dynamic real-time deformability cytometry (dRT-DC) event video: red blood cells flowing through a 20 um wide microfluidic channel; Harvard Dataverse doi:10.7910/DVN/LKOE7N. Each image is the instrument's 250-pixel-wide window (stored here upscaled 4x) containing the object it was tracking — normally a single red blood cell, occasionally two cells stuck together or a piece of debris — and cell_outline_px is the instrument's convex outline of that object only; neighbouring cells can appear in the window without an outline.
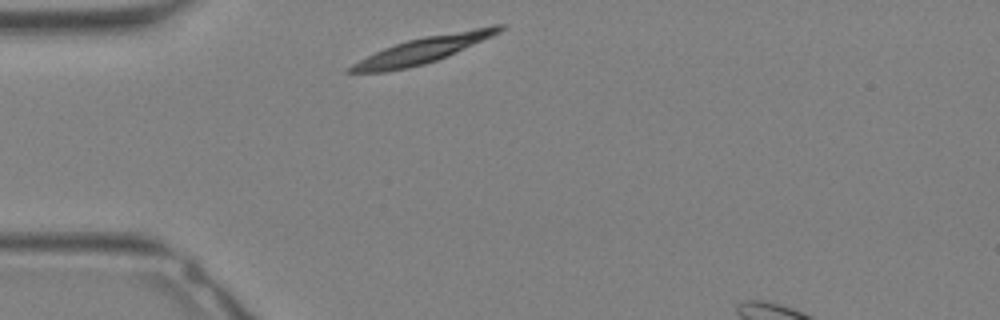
{"species": "Egyptian fruit bat (a non-hibernating species)", "species_latin": "Rousettus aegyptiacus", "temperature_condition": "warm", "stored_images_in_passage": 24, "camera_frame_rate_fps": 3000, "um_per_image_px": 0.085, "animal": {"sex": "female"}, "frame": {"image": 1, "passage_image": 1, "time_ms": 0.0, "image_size_px": [1000, 320], "cell_outline_px": [[504, 28], [500, 32], [492, 36], [436, 60], [424, 64], [384, 72], [344, 72], [344, 68], [384, 48], [408, 40], [424, 36], [492, 24], [504, 24]], "centroid_in_image_um": [35.96, 4.22], "position_along_channel_um": 49.0, "area_um2": 22.48}}
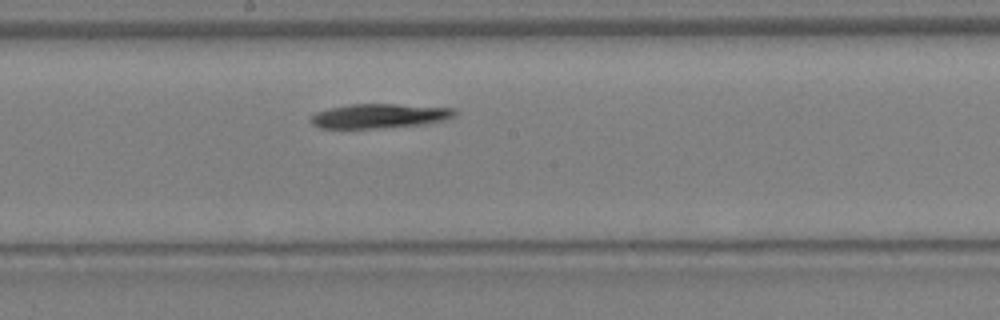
{"frame": {"image": 2, "passage_image": 11, "time_ms": 3.333, "image_size_px": [1000, 320], "cell_outline_px": [[456, 112], [448, 120], [424, 124], [376, 128], [320, 128], [312, 124], [312, 116], [316, 112], [348, 104], [396, 104], [456, 108]], "centroid_in_image_um": [32.29, 9.85], "position_along_channel_um": 215.9, "area_um2": 20.35}}
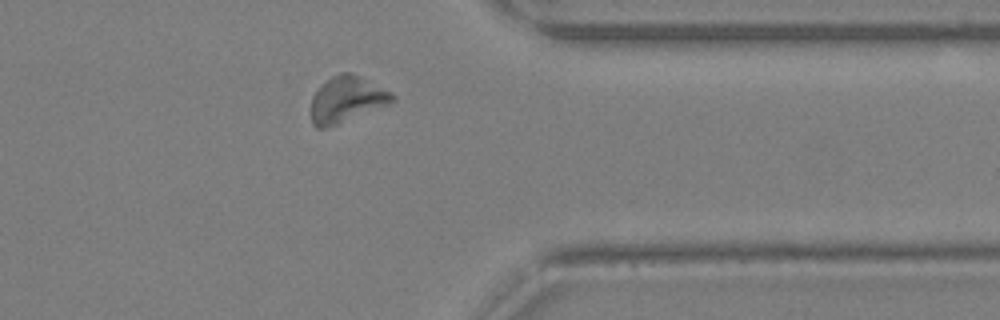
{"frame": {"image": 3, "passage_image": 20, "time_ms": 6.333, "image_size_px": [1000, 320], "cell_outline_px": [[396, 100], [388, 104], [336, 124], [324, 128], [316, 128], [312, 124], [312, 96], [332, 76], [340, 72], [348, 72], [392, 92], [396, 96]], "centroid_in_image_um": [29.47, 8.46], "position_along_channel_um": 381.9, "area_um2": 21.04}}